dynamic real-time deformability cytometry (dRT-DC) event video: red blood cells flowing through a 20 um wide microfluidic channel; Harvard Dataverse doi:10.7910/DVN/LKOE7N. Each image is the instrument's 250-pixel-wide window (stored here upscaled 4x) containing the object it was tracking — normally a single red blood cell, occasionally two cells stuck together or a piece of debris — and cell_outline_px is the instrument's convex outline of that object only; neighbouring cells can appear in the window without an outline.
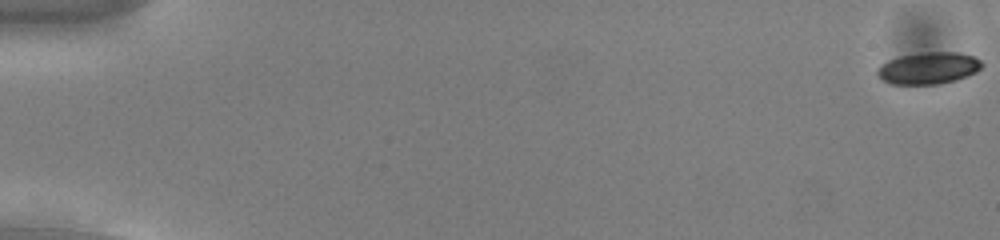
{"species": "common noctule bat (a hibernating species)", "species_latin": "Nyctalus noctula", "temperature_condition": "cold", "stored_images_in_passage": 50, "camera_frame_rate_fps": 3000, "um_per_image_px": 0.085, "animal": {"sex": "male", "body_mass_g": 13.0, "forearm_length_mm": 53.1}, "frame": {"image": 1, "passage_image": 1, "time_ms": 0.0, "image_size_px": [1000, 240], "cell_outline_px": [[984, 64], [976, 72], [968, 76], [956, 80], [940, 84], [892, 84], [884, 80], [876, 72], [888, 60], [900, 56], [924, 52], [956, 52], [976, 56]], "centroid_in_image_um": [78.99, 5.78], "position_along_channel_um": 6.0, "area_um2": 19.31}}
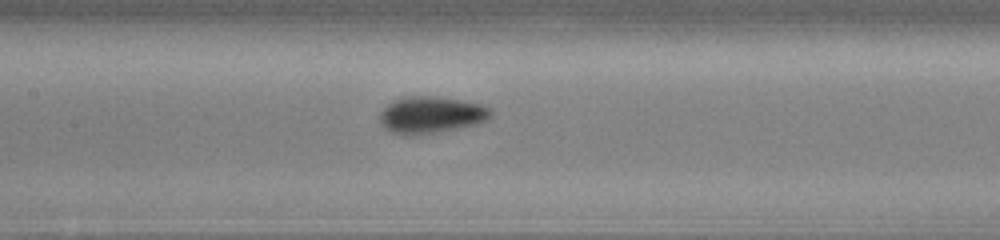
{"frame": {"image": 2, "passage_image": 28, "time_ms": 9.0, "image_size_px": [1000, 240], "cell_outline_px": [[492, 112], [484, 120], [476, 124], [416, 136], [400, 136], [384, 128], [380, 124], [380, 112], [388, 104], [396, 100], [412, 96], [436, 96], [484, 104]], "centroid_in_image_um": [36.59, 9.78], "position_along_channel_um": 170.8, "area_um2": 23.7}}
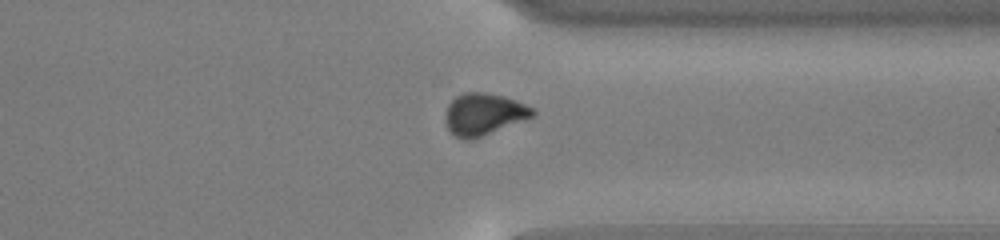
{"frame": {"image": 3, "passage_image": 44, "time_ms": 14.333, "image_size_px": [1000, 240], "cell_outline_px": [[536, 116], [472, 140], [464, 140], [456, 136], [448, 128], [448, 104], [456, 96], [464, 92], [484, 92], [504, 96], [516, 100], [532, 108], [536, 112]], "centroid_in_image_um": [41.18, 9.7], "position_along_channel_um": 370.2, "area_um2": 21.1}}